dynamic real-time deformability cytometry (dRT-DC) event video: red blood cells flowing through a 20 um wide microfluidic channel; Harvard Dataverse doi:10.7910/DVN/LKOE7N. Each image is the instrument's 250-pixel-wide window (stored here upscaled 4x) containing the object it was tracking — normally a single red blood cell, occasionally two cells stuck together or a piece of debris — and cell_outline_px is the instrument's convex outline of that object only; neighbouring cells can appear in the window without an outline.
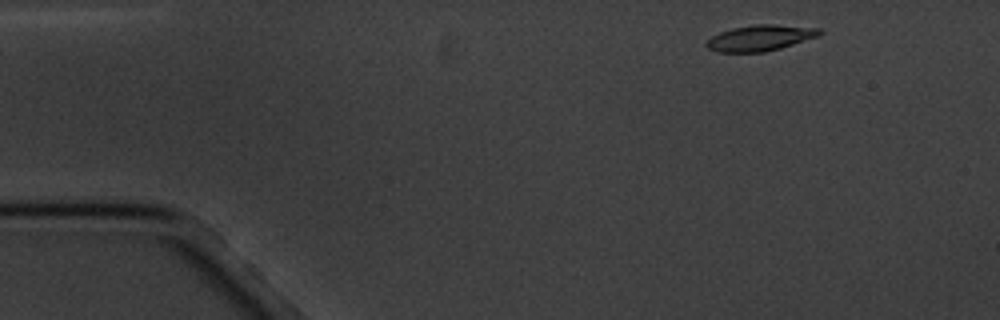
{"species": "common noctule bat (a hibernating species)", "species_latin": "Nyctalus noctula", "temperature_condition": "cold", "stored_images_in_passage": 3, "camera_frame_rate_fps": 3000, "um_per_image_px": 0.085, "animal": {"sex": "male", "body_mass_g": 20.1, "forearm_length_mm": 53.5}, "frame": {"image": 1, "passage_image": 1, "time_ms": 0.0, "image_size_px": [1000, 320], "cell_outline_px": [[824, 32], [820, 36], [780, 48], [764, 52], [716, 52], [708, 48], [704, 44], [712, 36], [720, 32], [732, 28], [756, 24], [776, 24], [820, 28]], "centroid_in_image_um": [64.64, 3.22], "position_along_channel_um": 20.4, "area_um2": 17.17}}
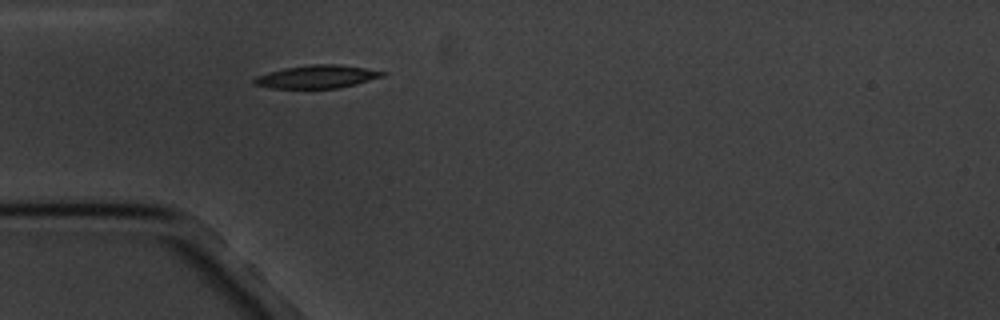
{"frame": {"image": 2, "passage_image": 3, "time_ms": 3.333, "image_size_px": [1000, 320], "cell_outline_px": [[388, 72], [384, 76], [356, 84], [340, 88], [268, 88], [256, 84], [252, 80], [256, 76], [268, 72], [284, 68], [312, 64], [336, 64], [368, 68]], "centroid_in_image_um": [26.97, 6.51], "position_along_channel_um": 58.0, "area_um2": 17.28}}